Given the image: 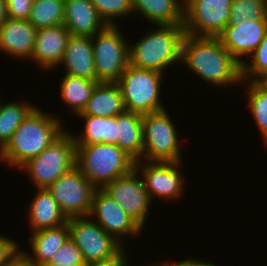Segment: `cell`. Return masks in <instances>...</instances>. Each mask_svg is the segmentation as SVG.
<instances>
[{
	"label": "cell",
	"instance_id": "24",
	"mask_svg": "<svg viewBox=\"0 0 267 266\" xmlns=\"http://www.w3.org/2000/svg\"><path fill=\"white\" fill-rule=\"evenodd\" d=\"M117 146L136 161L142 159L143 124L142 114L124 111L117 115Z\"/></svg>",
	"mask_w": 267,
	"mask_h": 266
},
{
	"label": "cell",
	"instance_id": "36",
	"mask_svg": "<svg viewBox=\"0 0 267 266\" xmlns=\"http://www.w3.org/2000/svg\"><path fill=\"white\" fill-rule=\"evenodd\" d=\"M126 248L114 259L105 261V262H99V263H92L87 266H129L128 258L129 256L126 255Z\"/></svg>",
	"mask_w": 267,
	"mask_h": 266
},
{
	"label": "cell",
	"instance_id": "15",
	"mask_svg": "<svg viewBox=\"0 0 267 266\" xmlns=\"http://www.w3.org/2000/svg\"><path fill=\"white\" fill-rule=\"evenodd\" d=\"M267 32V20H246L239 25H227L217 36L226 50L242 65V56H250ZM243 59V60H242Z\"/></svg>",
	"mask_w": 267,
	"mask_h": 266
},
{
	"label": "cell",
	"instance_id": "40",
	"mask_svg": "<svg viewBox=\"0 0 267 266\" xmlns=\"http://www.w3.org/2000/svg\"><path fill=\"white\" fill-rule=\"evenodd\" d=\"M40 266H54V265H51V264H49V263H45V264H42V265H40Z\"/></svg>",
	"mask_w": 267,
	"mask_h": 266
},
{
	"label": "cell",
	"instance_id": "35",
	"mask_svg": "<svg viewBox=\"0 0 267 266\" xmlns=\"http://www.w3.org/2000/svg\"><path fill=\"white\" fill-rule=\"evenodd\" d=\"M19 243L0 236V266H5L20 250Z\"/></svg>",
	"mask_w": 267,
	"mask_h": 266
},
{
	"label": "cell",
	"instance_id": "11",
	"mask_svg": "<svg viewBox=\"0 0 267 266\" xmlns=\"http://www.w3.org/2000/svg\"><path fill=\"white\" fill-rule=\"evenodd\" d=\"M185 34L217 37L228 25L232 0H184Z\"/></svg>",
	"mask_w": 267,
	"mask_h": 266
},
{
	"label": "cell",
	"instance_id": "19",
	"mask_svg": "<svg viewBox=\"0 0 267 266\" xmlns=\"http://www.w3.org/2000/svg\"><path fill=\"white\" fill-rule=\"evenodd\" d=\"M61 64L65 74L96 80L92 37L70 35Z\"/></svg>",
	"mask_w": 267,
	"mask_h": 266
},
{
	"label": "cell",
	"instance_id": "6",
	"mask_svg": "<svg viewBox=\"0 0 267 266\" xmlns=\"http://www.w3.org/2000/svg\"><path fill=\"white\" fill-rule=\"evenodd\" d=\"M164 74L128 65L116 82L120 87L126 111L146 114L165 109L160 90Z\"/></svg>",
	"mask_w": 267,
	"mask_h": 266
},
{
	"label": "cell",
	"instance_id": "33",
	"mask_svg": "<svg viewBox=\"0 0 267 266\" xmlns=\"http://www.w3.org/2000/svg\"><path fill=\"white\" fill-rule=\"evenodd\" d=\"M49 264L54 266H87L81 251L70 237L53 254Z\"/></svg>",
	"mask_w": 267,
	"mask_h": 266
},
{
	"label": "cell",
	"instance_id": "22",
	"mask_svg": "<svg viewBox=\"0 0 267 266\" xmlns=\"http://www.w3.org/2000/svg\"><path fill=\"white\" fill-rule=\"evenodd\" d=\"M132 3V15L139 12L155 26L184 25V0H132Z\"/></svg>",
	"mask_w": 267,
	"mask_h": 266
},
{
	"label": "cell",
	"instance_id": "31",
	"mask_svg": "<svg viewBox=\"0 0 267 266\" xmlns=\"http://www.w3.org/2000/svg\"><path fill=\"white\" fill-rule=\"evenodd\" d=\"M251 62L246 60L242 63V80L264 81L267 79V32L256 48L250 55Z\"/></svg>",
	"mask_w": 267,
	"mask_h": 266
},
{
	"label": "cell",
	"instance_id": "3",
	"mask_svg": "<svg viewBox=\"0 0 267 266\" xmlns=\"http://www.w3.org/2000/svg\"><path fill=\"white\" fill-rule=\"evenodd\" d=\"M134 45L129 44V64L164 74L170 65L180 63L184 25H156ZM177 62V63H176Z\"/></svg>",
	"mask_w": 267,
	"mask_h": 266
},
{
	"label": "cell",
	"instance_id": "20",
	"mask_svg": "<svg viewBox=\"0 0 267 266\" xmlns=\"http://www.w3.org/2000/svg\"><path fill=\"white\" fill-rule=\"evenodd\" d=\"M37 193L28 209L31 230L54 228L68 222L60 206L47 188L36 189Z\"/></svg>",
	"mask_w": 267,
	"mask_h": 266
},
{
	"label": "cell",
	"instance_id": "37",
	"mask_svg": "<svg viewBox=\"0 0 267 266\" xmlns=\"http://www.w3.org/2000/svg\"><path fill=\"white\" fill-rule=\"evenodd\" d=\"M5 266H36L21 250Z\"/></svg>",
	"mask_w": 267,
	"mask_h": 266
},
{
	"label": "cell",
	"instance_id": "18",
	"mask_svg": "<svg viewBox=\"0 0 267 266\" xmlns=\"http://www.w3.org/2000/svg\"><path fill=\"white\" fill-rule=\"evenodd\" d=\"M64 26L70 35L92 37L107 24L91 0H65Z\"/></svg>",
	"mask_w": 267,
	"mask_h": 266
},
{
	"label": "cell",
	"instance_id": "14",
	"mask_svg": "<svg viewBox=\"0 0 267 266\" xmlns=\"http://www.w3.org/2000/svg\"><path fill=\"white\" fill-rule=\"evenodd\" d=\"M89 216L120 243L123 237L138 236L143 230L102 188H96L93 194Z\"/></svg>",
	"mask_w": 267,
	"mask_h": 266
},
{
	"label": "cell",
	"instance_id": "27",
	"mask_svg": "<svg viewBox=\"0 0 267 266\" xmlns=\"http://www.w3.org/2000/svg\"><path fill=\"white\" fill-rule=\"evenodd\" d=\"M0 101V151L11 140L15 130L35 108L33 104L24 102L3 103Z\"/></svg>",
	"mask_w": 267,
	"mask_h": 266
},
{
	"label": "cell",
	"instance_id": "13",
	"mask_svg": "<svg viewBox=\"0 0 267 266\" xmlns=\"http://www.w3.org/2000/svg\"><path fill=\"white\" fill-rule=\"evenodd\" d=\"M136 169L106 184L102 189L117 201L123 210L142 228L149 216L152 201L144 181Z\"/></svg>",
	"mask_w": 267,
	"mask_h": 266
},
{
	"label": "cell",
	"instance_id": "29",
	"mask_svg": "<svg viewBox=\"0 0 267 266\" xmlns=\"http://www.w3.org/2000/svg\"><path fill=\"white\" fill-rule=\"evenodd\" d=\"M65 0H34L28 21L36 28L64 24Z\"/></svg>",
	"mask_w": 267,
	"mask_h": 266
},
{
	"label": "cell",
	"instance_id": "7",
	"mask_svg": "<svg viewBox=\"0 0 267 266\" xmlns=\"http://www.w3.org/2000/svg\"><path fill=\"white\" fill-rule=\"evenodd\" d=\"M169 115L166 109L142 115L141 161L182 162L179 133Z\"/></svg>",
	"mask_w": 267,
	"mask_h": 266
},
{
	"label": "cell",
	"instance_id": "8",
	"mask_svg": "<svg viewBox=\"0 0 267 266\" xmlns=\"http://www.w3.org/2000/svg\"><path fill=\"white\" fill-rule=\"evenodd\" d=\"M118 25H107L92 36L97 82L116 83L129 65V42Z\"/></svg>",
	"mask_w": 267,
	"mask_h": 266
},
{
	"label": "cell",
	"instance_id": "41",
	"mask_svg": "<svg viewBox=\"0 0 267 266\" xmlns=\"http://www.w3.org/2000/svg\"><path fill=\"white\" fill-rule=\"evenodd\" d=\"M157 265H158V266H163L161 263H158V262H157L156 264H154V266H157ZM150 266H151V265H150Z\"/></svg>",
	"mask_w": 267,
	"mask_h": 266
},
{
	"label": "cell",
	"instance_id": "16",
	"mask_svg": "<svg viewBox=\"0 0 267 266\" xmlns=\"http://www.w3.org/2000/svg\"><path fill=\"white\" fill-rule=\"evenodd\" d=\"M69 37V30L64 24L37 29L30 61L39 64L43 70L55 69L63 59Z\"/></svg>",
	"mask_w": 267,
	"mask_h": 266
},
{
	"label": "cell",
	"instance_id": "28",
	"mask_svg": "<svg viewBox=\"0 0 267 266\" xmlns=\"http://www.w3.org/2000/svg\"><path fill=\"white\" fill-rule=\"evenodd\" d=\"M242 84L247 86L244 87L248 94L249 111L267 146V84L264 81L247 80H243Z\"/></svg>",
	"mask_w": 267,
	"mask_h": 266
},
{
	"label": "cell",
	"instance_id": "9",
	"mask_svg": "<svg viewBox=\"0 0 267 266\" xmlns=\"http://www.w3.org/2000/svg\"><path fill=\"white\" fill-rule=\"evenodd\" d=\"M90 219V216L68 219L70 238L81 251L86 265L116 258L125 249L124 245Z\"/></svg>",
	"mask_w": 267,
	"mask_h": 266
},
{
	"label": "cell",
	"instance_id": "39",
	"mask_svg": "<svg viewBox=\"0 0 267 266\" xmlns=\"http://www.w3.org/2000/svg\"><path fill=\"white\" fill-rule=\"evenodd\" d=\"M7 18L6 0H0V26L7 20Z\"/></svg>",
	"mask_w": 267,
	"mask_h": 266
},
{
	"label": "cell",
	"instance_id": "34",
	"mask_svg": "<svg viewBox=\"0 0 267 266\" xmlns=\"http://www.w3.org/2000/svg\"><path fill=\"white\" fill-rule=\"evenodd\" d=\"M34 0H6L8 18L28 20Z\"/></svg>",
	"mask_w": 267,
	"mask_h": 266
},
{
	"label": "cell",
	"instance_id": "12",
	"mask_svg": "<svg viewBox=\"0 0 267 266\" xmlns=\"http://www.w3.org/2000/svg\"><path fill=\"white\" fill-rule=\"evenodd\" d=\"M141 162L136 161L135 169L141 174L151 201L154 197L167 202L181 197L185 185V179L179 170L181 161H143V165Z\"/></svg>",
	"mask_w": 267,
	"mask_h": 266
},
{
	"label": "cell",
	"instance_id": "21",
	"mask_svg": "<svg viewBox=\"0 0 267 266\" xmlns=\"http://www.w3.org/2000/svg\"><path fill=\"white\" fill-rule=\"evenodd\" d=\"M126 111L120 87L117 83L98 82L86 107L77 115L114 117Z\"/></svg>",
	"mask_w": 267,
	"mask_h": 266
},
{
	"label": "cell",
	"instance_id": "25",
	"mask_svg": "<svg viewBox=\"0 0 267 266\" xmlns=\"http://www.w3.org/2000/svg\"><path fill=\"white\" fill-rule=\"evenodd\" d=\"M85 120L83 132L76 137V144H115L117 145V116L98 117L92 115H78Z\"/></svg>",
	"mask_w": 267,
	"mask_h": 266
},
{
	"label": "cell",
	"instance_id": "5",
	"mask_svg": "<svg viewBox=\"0 0 267 266\" xmlns=\"http://www.w3.org/2000/svg\"><path fill=\"white\" fill-rule=\"evenodd\" d=\"M76 166V143L73 133L65 130L38 156L29 159L20 169L27 172L37 189L48 188L60 176Z\"/></svg>",
	"mask_w": 267,
	"mask_h": 266
},
{
	"label": "cell",
	"instance_id": "10",
	"mask_svg": "<svg viewBox=\"0 0 267 266\" xmlns=\"http://www.w3.org/2000/svg\"><path fill=\"white\" fill-rule=\"evenodd\" d=\"M47 189L68 219L89 216L96 188L77 166L60 176Z\"/></svg>",
	"mask_w": 267,
	"mask_h": 266
},
{
	"label": "cell",
	"instance_id": "23",
	"mask_svg": "<svg viewBox=\"0 0 267 266\" xmlns=\"http://www.w3.org/2000/svg\"><path fill=\"white\" fill-rule=\"evenodd\" d=\"M31 254L25 252V255L36 265L40 266L49 263L53 254L70 237L68 222L54 228H46L30 232ZM32 255V256H31Z\"/></svg>",
	"mask_w": 267,
	"mask_h": 266
},
{
	"label": "cell",
	"instance_id": "26",
	"mask_svg": "<svg viewBox=\"0 0 267 266\" xmlns=\"http://www.w3.org/2000/svg\"><path fill=\"white\" fill-rule=\"evenodd\" d=\"M63 76L59 95H61L62 101L67 104L65 106L70 108V113L71 111L73 114L81 113L98 82L69 74Z\"/></svg>",
	"mask_w": 267,
	"mask_h": 266
},
{
	"label": "cell",
	"instance_id": "4",
	"mask_svg": "<svg viewBox=\"0 0 267 266\" xmlns=\"http://www.w3.org/2000/svg\"><path fill=\"white\" fill-rule=\"evenodd\" d=\"M136 160L115 144H76V166L95 188L135 169Z\"/></svg>",
	"mask_w": 267,
	"mask_h": 266
},
{
	"label": "cell",
	"instance_id": "30",
	"mask_svg": "<svg viewBox=\"0 0 267 266\" xmlns=\"http://www.w3.org/2000/svg\"><path fill=\"white\" fill-rule=\"evenodd\" d=\"M267 20V0H232L228 25Z\"/></svg>",
	"mask_w": 267,
	"mask_h": 266
},
{
	"label": "cell",
	"instance_id": "2",
	"mask_svg": "<svg viewBox=\"0 0 267 266\" xmlns=\"http://www.w3.org/2000/svg\"><path fill=\"white\" fill-rule=\"evenodd\" d=\"M61 123L59 116L47 114L36 106L0 151V162L8 164L10 168H20L65 131Z\"/></svg>",
	"mask_w": 267,
	"mask_h": 266
},
{
	"label": "cell",
	"instance_id": "17",
	"mask_svg": "<svg viewBox=\"0 0 267 266\" xmlns=\"http://www.w3.org/2000/svg\"><path fill=\"white\" fill-rule=\"evenodd\" d=\"M37 29L22 19L7 20L0 26V51L14 58L30 60Z\"/></svg>",
	"mask_w": 267,
	"mask_h": 266
},
{
	"label": "cell",
	"instance_id": "1",
	"mask_svg": "<svg viewBox=\"0 0 267 266\" xmlns=\"http://www.w3.org/2000/svg\"><path fill=\"white\" fill-rule=\"evenodd\" d=\"M180 64L213 86L242 84V65L226 50L218 37L184 35Z\"/></svg>",
	"mask_w": 267,
	"mask_h": 266
},
{
	"label": "cell",
	"instance_id": "38",
	"mask_svg": "<svg viewBox=\"0 0 267 266\" xmlns=\"http://www.w3.org/2000/svg\"><path fill=\"white\" fill-rule=\"evenodd\" d=\"M163 266H215L213 263H209L206 261H202V260H197V259H187V260H182V261H176V262H170L168 263H161Z\"/></svg>",
	"mask_w": 267,
	"mask_h": 266
},
{
	"label": "cell",
	"instance_id": "32",
	"mask_svg": "<svg viewBox=\"0 0 267 266\" xmlns=\"http://www.w3.org/2000/svg\"><path fill=\"white\" fill-rule=\"evenodd\" d=\"M101 19L110 26H115L116 19L133 13L132 0H91ZM114 19V20H113Z\"/></svg>",
	"mask_w": 267,
	"mask_h": 266
}]
</instances>
